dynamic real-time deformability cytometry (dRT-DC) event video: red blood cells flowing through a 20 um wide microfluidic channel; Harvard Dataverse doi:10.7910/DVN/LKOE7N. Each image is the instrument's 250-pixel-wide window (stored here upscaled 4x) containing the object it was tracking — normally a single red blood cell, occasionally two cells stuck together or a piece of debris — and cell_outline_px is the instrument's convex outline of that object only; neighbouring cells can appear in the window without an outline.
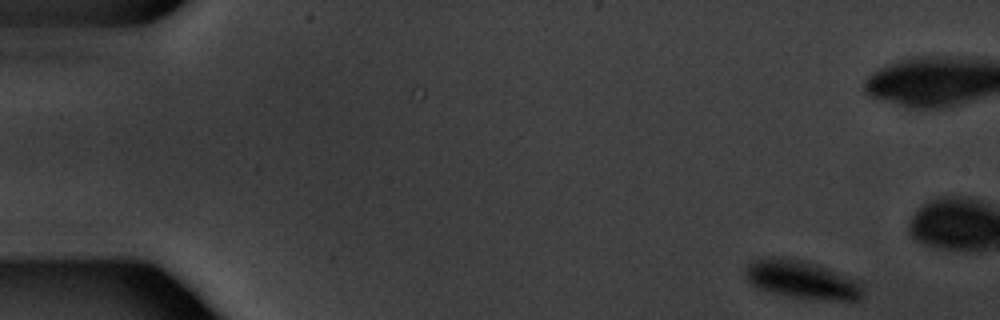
{"species": "common noctule bat (a hibernating species)", "species_latin": "Nyctalus noctula", "temperature_condition": "warm", "stored_images_in_passage": 2, "camera_frame_rate_fps": 3000, "um_per_image_px": 0.085, "animal": {"sex": "male", "body_mass_g": 20.1, "forearm_length_mm": 53.5}, "frame": {"image": 1, "passage_image": 2, "time_ms": 0.333, "image_size_px": [1000, 320], "cell_outline_px": [[864, 292], [860, 300], [824, 300], [788, 296], [764, 292], [756, 288], [744, 276], [744, 272], [748, 264], [752, 260], [772, 256], [784, 256], [808, 260], [820, 264], [860, 280]], "centroid_in_image_um": [68.16, 23.75], "position_along_channel_um": 16.8, "area_um2": 27.17}}